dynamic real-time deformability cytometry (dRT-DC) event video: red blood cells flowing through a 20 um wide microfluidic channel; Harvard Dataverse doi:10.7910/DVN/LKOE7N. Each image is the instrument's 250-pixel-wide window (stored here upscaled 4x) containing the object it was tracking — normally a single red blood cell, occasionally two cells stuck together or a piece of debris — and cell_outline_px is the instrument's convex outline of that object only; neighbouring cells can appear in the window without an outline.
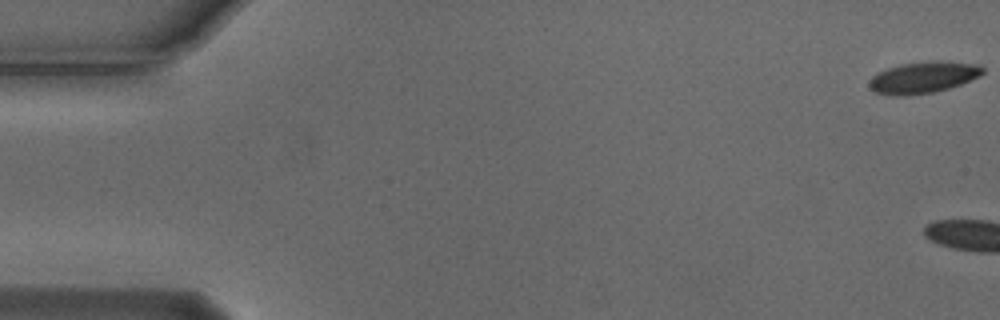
{"species": "Egyptian fruit bat (a non-hibernating species)", "species_latin": "Rousettus aegyptiacus", "temperature_condition": "cold", "stored_images_in_passage": 10, "camera_frame_rate_fps": 3000, "um_per_image_px": 0.085, "animal": {"sex": "male"}, "frame": {"image": 1, "passage_image": 1, "time_ms": 0.0, "image_size_px": [1000, 320], "cell_outline_px": [[984, 72], [980, 76], [960, 84], [948, 88], [932, 92], [908, 96], [892, 96], [876, 92], [868, 84], [872, 76], [888, 68], [900, 64], [928, 60], [940, 60], [976, 64], [984, 68]], "centroid_in_image_um": [78.48, 6.57], "position_along_channel_um": 6.5, "area_um2": 20.87}}